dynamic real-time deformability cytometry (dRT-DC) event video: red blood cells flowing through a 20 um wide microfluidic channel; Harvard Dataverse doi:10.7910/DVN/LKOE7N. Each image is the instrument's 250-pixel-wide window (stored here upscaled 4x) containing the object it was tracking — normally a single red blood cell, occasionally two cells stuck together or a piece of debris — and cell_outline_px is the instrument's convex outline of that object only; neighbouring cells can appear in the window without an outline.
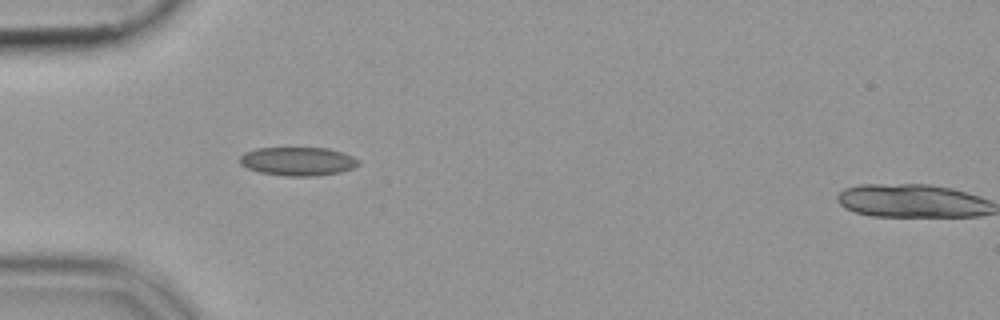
{"species": "common noctule bat (a hibernating species)", "species_latin": "Nyctalus noctula", "temperature_condition": "cold", "stored_images_in_passage": 38, "camera_frame_rate_fps": 3000, "um_per_image_px": 0.085, "animal": {"sex": "female", "body_mass_g": 19.9}, "frame": {"image": 1, "passage_image": 1, "time_ms": 0.0, "image_size_px": [1000, 320], "cell_outline_px": [[360, 164], [352, 168], [340, 172], [316, 176], [284, 176], [260, 172], [248, 168], [240, 164], [240, 156], [244, 152], [256, 148], [328, 148], [352, 156], [360, 160]], "centroid_in_image_um": [25.31, 13.71], "position_along_channel_um": 59.7, "area_um2": 19.77}}
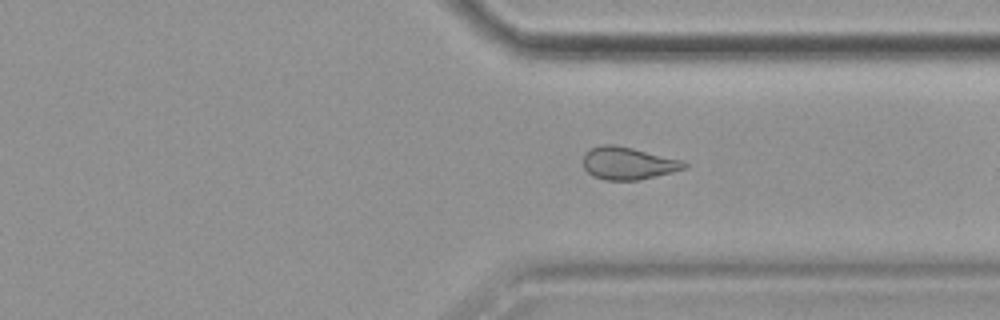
{"frame": {"image": 2, "passage_image": 25, "time_ms": 8.0, "image_size_px": [1000, 320], "cell_outline_px": [[688, 168], [640, 180], [604, 180], [592, 176], [584, 168], [584, 152], [592, 148], [604, 144], [612, 144], [632, 148], [684, 160], [688, 164]], "centroid_in_image_um": [53.41, 13.88], "position_along_channel_um": 358.0, "area_um2": 19.25}}
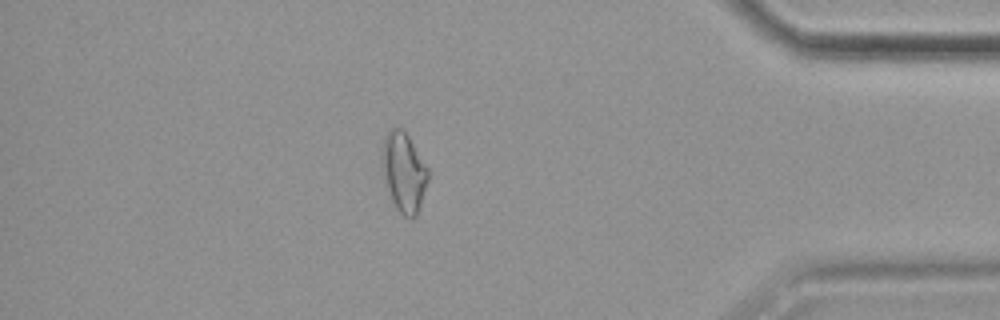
{"frame": {"image": 3, "passage_image": 31, "time_ms": 10.0, "image_size_px": [1000, 320], "cell_outline_px": [[428, 180], [416, 216], [412, 220], [404, 216], [396, 208], [392, 200], [380, 168], [380, 148], [384, 136], [392, 128], [404, 128], [428, 168]], "centroid_in_image_um": [34.28, 14.59], "position_along_channel_um": 400.9, "area_um2": 21.68}}